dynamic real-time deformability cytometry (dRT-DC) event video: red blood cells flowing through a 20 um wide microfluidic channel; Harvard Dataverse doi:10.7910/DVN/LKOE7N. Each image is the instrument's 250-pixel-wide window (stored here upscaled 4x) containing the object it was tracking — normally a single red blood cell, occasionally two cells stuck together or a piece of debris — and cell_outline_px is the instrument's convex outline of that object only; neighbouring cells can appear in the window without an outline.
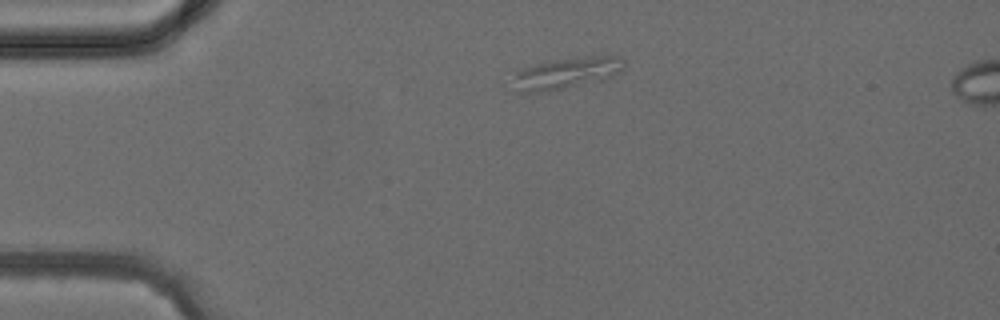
{"species": "common noctule bat (a hibernating species)", "species_latin": "Nyctalus noctula", "temperature_condition": "cold", "stored_images_in_passage": 3, "camera_frame_rate_fps": 3000, "um_per_image_px": 0.085, "animal": {"sex": "female", "body_mass_g": 24.6, "forearm_length_mm": 56.2}, "frame": {"image": 1, "passage_image": 1, "time_ms": 0.0, "image_size_px": [1000, 320], "cell_outline_px": [[624, 68], [620, 72], [604, 80], [544, 92], [520, 92], [516, 76], [516, 72], [520, 68], [552, 60], [588, 56], [620, 56], [624, 60]], "centroid_in_image_um": [48.25, 6.19], "position_along_channel_um": 36.8, "area_um2": 19.94}}